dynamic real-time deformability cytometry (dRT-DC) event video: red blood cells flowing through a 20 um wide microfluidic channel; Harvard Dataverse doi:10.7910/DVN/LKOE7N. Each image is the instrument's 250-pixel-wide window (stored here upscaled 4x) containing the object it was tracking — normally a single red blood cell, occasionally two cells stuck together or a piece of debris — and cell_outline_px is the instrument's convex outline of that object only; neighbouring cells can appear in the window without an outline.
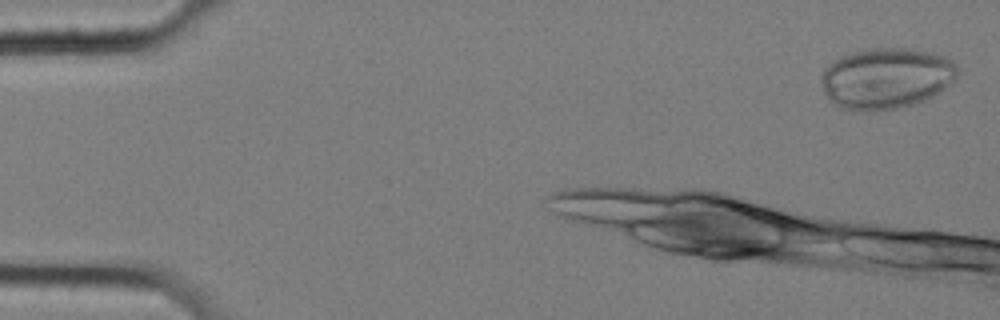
{"species": "common noctule bat (a hibernating species)", "species_latin": "Nyctalus noctula", "temperature_condition": "cold", "stored_images_in_passage": 38, "segment_of_instrument_passage": [1, 2], "camera_frame_rate_fps": 3000, "um_per_image_px": 0.085, "animal": {"sex": "female", "body_mass_g": 25.1}, "frame": {"image": 1, "passage_image": 2, "time_ms": 0.333, "image_size_px": [1000, 320], "cell_outline_px": [[956, 76], [944, 88], [932, 96], [924, 100], [912, 104], [896, 108], [840, 108], [832, 104], [824, 92], [820, 80], [820, 76], [824, 68], [828, 64], [840, 56], [864, 48], [908, 48], [932, 52], [944, 56], [952, 60], [956, 64]], "centroid_in_image_um": [75.29, 6.6], "position_along_channel_um": 9.7, "area_um2": 47.86}}